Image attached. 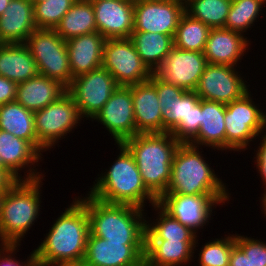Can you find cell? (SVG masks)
Masks as SVG:
<instances>
[{"instance_id": "6da1fadb", "label": "cell", "mask_w": 266, "mask_h": 266, "mask_svg": "<svg viewBox=\"0 0 266 266\" xmlns=\"http://www.w3.org/2000/svg\"><path fill=\"white\" fill-rule=\"evenodd\" d=\"M51 226L43 242L34 249L36 262L49 266L81 265L90 233L85 205L75 197Z\"/></svg>"}, {"instance_id": "7a4b0ae2", "label": "cell", "mask_w": 266, "mask_h": 266, "mask_svg": "<svg viewBox=\"0 0 266 266\" xmlns=\"http://www.w3.org/2000/svg\"><path fill=\"white\" fill-rule=\"evenodd\" d=\"M78 199L85 205L90 222V233L107 242H124V245H145V209L107 203L87 194Z\"/></svg>"}, {"instance_id": "3957f363", "label": "cell", "mask_w": 266, "mask_h": 266, "mask_svg": "<svg viewBox=\"0 0 266 266\" xmlns=\"http://www.w3.org/2000/svg\"><path fill=\"white\" fill-rule=\"evenodd\" d=\"M133 155L146 188L159 199L171 180V165L180 142L170 133H140L122 143Z\"/></svg>"}, {"instance_id": "277c9868", "label": "cell", "mask_w": 266, "mask_h": 266, "mask_svg": "<svg viewBox=\"0 0 266 266\" xmlns=\"http://www.w3.org/2000/svg\"><path fill=\"white\" fill-rule=\"evenodd\" d=\"M119 155L108 170L94 181L88 194L107 203L128 204L145 208L146 201L153 206L158 199L144 185L133 155L122 144H117ZM96 182V183H95Z\"/></svg>"}, {"instance_id": "5b68a950", "label": "cell", "mask_w": 266, "mask_h": 266, "mask_svg": "<svg viewBox=\"0 0 266 266\" xmlns=\"http://www.w3.org/2000/svg\"><path fill=\"white\" fill-rule=\"evenodd\" d=\"M42 180H18L0 196V244H20L39 218Z\"/></svg>"}, {"instance_id": "8992f818", "label": "cell", "mask_w": 266, "mask_h": 266, "mask_svg": "<svg viewBox=\"0 0 266 266\" xmlns=\"http://www.w3.org/2000/svg\"><path fill=\"white\" fill-rule=\"evenodd\" d=\"M199 149L202 148L180 143L173 157L171 180L164 194H230L226 183L218 178Z\"/></svg>"}, {"instance_id": "52a82bcc", "label": "cell", "mask_w": 266, "mask_h": 266, "mask_svg": "<svg viewBox=\"0 0 266 266\" xmlns=\"http://www.w3.org/2000/svg\"><path fill=\"white\" fill-rule=\"evenodd\" d=\"M251 96L249 91L241 99L226 104L225 151L248 150L250 142L266 131V113Z\"/></svg>"}, {"instance_id": "ba28073f", "label": "cell", "mask_w": 266, "mask_h": 266, "mask_svg": "<svg viewBox=\"0 0 266 266\" xmlns=\"http://www.w3.org/2000/svg\"><path fill=\"white\" fill-rule=\"evenodd\" d=\"M37 63L39 75L55 79L66 88L73 77L66 41L54 29H36L25 42Z\"/></svg>"}, {"instance_id": "9c48e42d", "label": "cell", "mask_w": 266, "mask_h": 266, "mask_svg": "<svg viewBox=\"0 0 266 266\" xmlns=\"http://www.w3.org/2000/svg\"><path fill=\"white\" fill-rule=\"evenodd\" d=\"M84 120L71 95L66 91L45 108L34 112L35 134L38 144L51 150L67 133Z\"/></svg>"}, {"instance_id": "30bf717a", "label": "cell", "mask_w": 266, "mask_h": 266, "mask_svg": "<svg viewBox=\"0 0 266 266\" xmlns=\"http://www.w3.org/2000/svg\"><path fill=\"white\" fill-rule=\"evenodd\" d=\"M229 195L231 194H163L157 204L172 218L197 233L209 224L217 204L229 203Z\"/></svg>"}, {"instance_id": "8fae6325", "label": "cell", "mask_w": 266, "mask_h": 266, "mask_svg": "<svg viewBox=\"0 0 266 266\" xmlns=\"http://www.w3.org/2000/svg\"><path fill=\"white\" fill-rule=\"evenodd\" d=\"M102 66L119 86L148 81L153 74L143 63L130 38L106 39Z\"/></svg>"}, {"instance_id": "7c38bea8", "label": "cell", "mask_w": 266, "mask_h": 266, "mask_svg": "<svg viewBox=\"0 0 266 266\" xmlns=\"http://www.w3.org/2000/svg\"><path fill=\"white\" fill-rule=\"evenodd\" d=\"M118 86L114 77L101 66L74 77L66 91L73 98L82 117L90 121Z\"/></svg>"}, {"instance_id": "4fadbf2b", "label": "cell", "mask_w": 266, "mask_h": 266, "mask_svg": "<svg viewBox=\"0 0 266 266\" xmlns=\"http://www.w3.org/2000/svg\"><path fill=\"white\" fill-rule=\"evenodd\" d=\"M237 67L208 63L194 92L200 99L229 104L241 99L250 90V85L241 76Z\"/></svg>"}, {"instance_id": "5bb4252c", "label": "cell", "mask_w": 266, "mask_h": 266, "mask_svg": "<svg viewBox=\"0 0 266 266\" xmlns=\"http://www.w3.org/2000/svg\"><path fill=\"white\" fill-rule=\"evenodd\" d=\"M185 13L182 0H134V30L174 37Z\"/></svg>"}, {"instance_id": "9a60e30c", "label": "cell", "mask_w": 266, "mask_h": 266, "mask_svg": "<svg viewBox=\"0 0 266 266\" xmlns=\"http://www.w3.org/2000/svg\"><path fill=\"white\" fill-rule=\"evenodd\" d=\"M93 120L109 131L115 141L114 145L137 135L131 89L118 86Z\"/></svg>"}, {"instance_id": "2e32d148", "label": "cell", "mask_w": 266, "mask_h": 266, "mask_svg": "<svg viewBox=\"0 0 266 266\" xmlns=\"http://www.w3.org/2000/svg\"><path fill=\"white\" fill-rule=\"evenodd\" d=\"M208 62L203 52L176 48L170 50L155 75L185 91H194Z\"/></svg>"}, {"instance_id": "e0dca14e", "label": "cell", "mask_w": 266, "mask_h": 266, "mask_svg": "<svg viewBox=\"0 0 266 266\" xmlns=\"http://www.w3.org/2000/svg\"><path fill=\"white\" fill-rule=\"evenodd\" d=\"M145 256V245L107 242L89 233L82 266H137Z\"/></svg>"}, {"instance_id": "ac0fdd59", "label": "cell", "mask_w": 266, "mask_h": 266, "mask_svg": "<svg viewBox=\"0 0 266 266\" xmlns=\"http://www.w3.org/2000/svg\"><path fill=\"white\" fill-rule=\"evenodd\" d=\"M0 158L4 167L17 180H35L45 177L37 171L35 166L38 167V162L43 158L42 155L28 141L3 130H0ZM23 169L27 171L24 172L26 173L24 176H21L18 172H22Z\"/></svg>"}, {"instance_id": "d6986e66", "label": "cell", "mask_w": 266, "mask_h": 266, "mask_svg": "<svg viewBox=\"0 0 266 266\" xmlns=\"http://www.w3.org/2000/svg\"><path fill=\"white\" fill-rule=\"evenodd\" d=\"M97 31L105 38H130L134 30V0L92 3Z\"/></svg>"}, {"instance_id": "ffe728a7", "label": "cell", "mask_w": 266, "mask_h": 266, "mask_svg": "<svg viewBox=\"0 0 266 266\" xmlns=\"http://www.w3.org/2000/svg\"><path fill=\"white\" fill-rule=\"evenodd\" d=\"M128 87L132 94L137 133L164 132L165 115L161 110L154 84L148 80Z\"/></svg>"}, {"instance_id": "44dd1931", "label": "cell", "mask_w": 266, "mask_h": 266, "mask_svg": "<svg viewBox=\"0 0 266 266\" xmlns=\"http://www.w3.org/2000/svg\"><path fill=\"white\" fill-rule=\"evenodd\" d=\"M241 33L225 28H211L203 51L210 64L237 67L244 53L248 52L250 39ZM248 50V51H246Z\"/></svg>"}, {"instance_id": "7402d4cb", "label": "cell", "mask_w": 266, "mask_h": 266, "mask_svg": "<svg viewBox=\"0 0 266 266\" xmlns=\"http://www.w3.org/2000/svg\"><path fill=\"white\" fill-rule=\"evenodd\" d=\"M32 0H11L0 16V43H25L36 30Z\"/></svg>"}, {"instance_id": "603a6c76", "label": "cell", "mask_w": 266, "mask_h": 266, "mask_svg": "<svg viewBox=\"0 0 266 266\" xmlns=\"http://www.w3.org/2000/svg\"><path fill=\"white\" fill-rule=\"evenodd\" d=\"M105 41L98 31L66 41L73 78L102 66Z\"/></svg>"}, {"instance_id": "cb8c5ba5", "label": "cell", "mask_w": 266, "mask_h": 266, "mask_svg": "<svg viewBox=\"0 0 266 266\" xmlns=\"http://www.w3.org/2000/svg\"><path fill=\"white\" fill-rule=\"evenodd\" d=\"M225 111V104L201 99L200 129L189 144L224 151Z\"/></svg>"}, {"instance_id": "d4e9b609", "label": "cell", "mask_w": 266, "mask_h": 266, "mask_svg": "<svg viewBox=\"0 0 266 266\" xmlns=\"http://www.w3.org/2000/svg\"><path fill=\"white\" fill-rule=\"evenodd\" d=\"M66 90L59 81L38 75L18 84L15 101L35 112L53 103Z\"/></svg>"}, {"instance_id": "484cf974", "label": "cell", "mask_w": 266, "mask_h": 266, "mask_svg": "<svg viewBox=\"0 0 266 266\" xmlns=\"http://www.w3.org/2000/svg\"><path fill=\"white\" fill-rule=\"evenodd\" d=\"M0 75L17 84L39 75L25 43H0Z\"/></svg>"}, {"instance_id": "4316f807", "label": "cell", "mask_w": 266, "mask_h": 266, "mask_svg": "<svg viewBox=\"0 0 266 266\" xmlns=\"http://www.w3.org/2000/svg\"><path fill=\"white\" fill-rule=\"evenodd\" d=\"M198 244V240L196 242L145 240L144 258L156 266H183L187 263L190 264L193 260Z\"/></svg>"}, {"instance_id": "83f0119b", "label": "cell", "mask_w": 266, "mask_h": 266, "mask_svg": "<svg viewBox=\"0 0 266 266\" xmlns=\"http://www.w3.org/2000/svg\"><path fill=\"white\" fill-rule=\"evenodd\" d=\"M0 130L28 141L42 156L46 152L37 142L34 112L16 101L0 105Z\"/></svg>"}, {"instance_id": "f1b7e54d", "label": "cell", "mask_w": 266, "mask_h": 266, "mask_svg": "<svg viewBox=\"0 0 266 266\" xmlns=\"http://www.w3.org/2000/svg\"><path fill=\"white\" fill-rule=\"evenodd\" d=\"M130 39L143 63L155 73L173 48V38L161 33L133 31Z\"/></svg>"}, {"instance_id": "f546056e", "label": "cell", "mask_w": 266, "mask_h": 266, "mask_svg": "<svg viewBox=\"0 0 266 266\" xmlns=\"http://www.w3.org/2000/svg\"><path fill=\"white\" fill-rule=\"evenodd\" d=\"M54 30L65 41L80 35L97 32L92 3L76 0Z\"/></svg>"}, {"instance_id": "4dcf8cb0", "label": "cell", "mask_w": 266, "mask_h": 266, "mask_svg": "<svg viewBox=\"0 0 266 266\" xmlns=\"http://www.w3.org/2000/svg\"><path fill=\"white\" fill-rule=\"evenodd\" d=\"M157 211V219L146 220L145 240H179L196 242L197 234L167 214L158 204L152 206ZM159 211V212H158Z\"/></svg>"}, {"instance_id": "1f68e13d", "label": "cell", "mask_w": 266, "mask_h": 266, "mask_svg": "<svg viewBox=\"0 0 266 266\" xmlns=\"http://www.w3.org/2000/svg\"><path fill=\"white\" fill-rule=\"evenodd\" d=\"M210 29L209 26L185 12L177 25L173 45L182 50L203 52Z\"/></svg>"}, {"instance_id": "d6a6232c", "label": "cell", "mask_w": 266, "mask_h": 266, "mask_svg": "<svg viewBox=\"0 0 266 266\" xmlns=\"http://www.w3.org/2000/svg\"><path fill=\"white\" fill-rule=\"evenodd\" d=\"M232 0H188L185 12L210 28H224Z\"/></svg>"}, {"instance_id": "836d02e7", "label": "cell", "mask_w": 266, "mask_h": 266, "mask_svg": "<svg viewBox=\"0 0 266 266\" xmlns=\"http://www.w3.org/2000/svg\"><path fill=\"white\" fill-rule=\"evenodd\" d=\"M265 4V0H232L224 28L246 35Z\"/></svg>"}, {"instance_id": "e575fe53", "label": "cell", "mask_w": 266, "mask_h": 266, "mask_svg": "<svg viewBox=\"0 0 266 266\" xmlns=\"http://www.w3.org/2000/svg\"><path fill=\"white\" fill-rule=\"evenodd\" d=\"M76 0H47L33 2L37 29H55Z\"/></svg>"}, {"instance_id": "d590c367", "label": "cell", "mask_w": 266, "mask_h": 266, "mask_svg": "<svg viewBox=\"0 0 266 266\" xmlns=\"http://www.w3.org/2000/svg\"><path fill=\"white\" fill-rule=\"evenodd\" d=\"M235 245V234L225 235V237L215 238L202 245L198 253L199 266H228L230 252Z\"/></svg>"}, {"instance_id": "8d00e7d4", "label": "cell", "mask_w": 266, "mask_h": 266, "mask_svg": "<svg viewBox=\"0 0 266 266\" xmlns=\"http://www.w3.org/2000/svg\"><path fill=\"white\" fill-rule=\"evenodd\" d=\"M200 98L194 91H186L175 99L165 114L164 132H172L180 123H188V115Z\"/></svg>"}, {"instance_id": "74e56055", "label": "cell", "mask_w": 266, "mask_h": 266, "mask_svg": "<svg viewBox=\"0 0 266 266\" xmlns=\"http://www.w3.org/2000/svg\"><path fill=\"white\" fill-rule=\"evenodd\" d=\"M235 244L249 257L252 266H266V243L260 239L235 234Z\"/></svg>"}, {"instance_id": "f35d334b", "label": "cell", "mask_w": 266, "mask_h": 266, "mask_svg": "<svg viewBox=\"0 0 266 266\" xmlns=\"http://www.w3.org/2000/svg\"><path fill=\"white\" fill-rule=\"evenodd\" d=\"M200 117H201V99L190 110L188 115V123H180L171 134L180 143H189L198 133L200 129Z\"/></svg>"}, {"instance_id": "ab89813d", "label": "cell", "mask_w": 266, "mask_h": 266, "mask_svg": "<svg viewBox=\"0 0 266 266\" xmlns=\"http://www.w3.org/2000/svg\"><path fill=\"white\" fill-rule=\"evenodd\" d=\"M149 80L154 84L156 88L159 104L164 115L170 109V106L175 101V99L181 97L186 92L180 87L166 83L165 81L157 77L154 73L151 75Z\"/></svg>"}, {"instance_id": "60d3db41", "label": "cell", "mask_w": 266, "mask_h": 266, "mask_svg": "<svg viewBox=\"0 0 266 266\" xmlns=\"http://www.w3.org/2000/svg\"><path fill=\"white\" fill-rule=\"evenodd\" d=\"M21 244H0V266H34L36 263L35 250L24 262L17 260L15 254ZM22 262V263H21Z\"/></svg>"}, {"instance_id": "b9f144b4", "label": "cell", "mask_w": 266, "mask_h": 266, "mask_svg": "<svg viewBox=\"0 0 266 266\" xmlns=\"http://www.w3.org/2000/svg\"><path fill=\"white\" fill-rule=\"evenodd\" d=\"M262 135V136H261ZM259 137L262 139L260 140L259 146L256 150V157H254L256 160L254 161L256 165V169H258V173L260 174L262 178V182L264 183V193H266V132L263 134H260Z\"/></svg>"}, {"instance_id": "7bdbcfd3", "label": "cell", "mask_w": 266, "mask_h": 266, "mask_svg": "<svg viewBox=\"0 0 266 266\" xmlns=\"http://www.w3.org/2000/svg\"><path fill=\"white\" fill-rule=\"evenodd\" d=\"M17 86V83L0 75V105L15 101Z\"/></svg>"}, {"instance_id": "ee69618b", "label": "cell", "mask_w": 266, "mask_h": 266, "mask_svg": "<svg viewBox=\"0 0 266 266\" xmlns=\"http://www.w3.org/2000/svg\"><path fill=\"white\" fill-rule=\"evenodd\" d=\"M229 266H252L249 257L235 244L230 252Z\"/></svg>"}, {"instance_id": "f6af8a7d", "label": "cell", "mask_w": 266, "mask_h": 266, "mask_svg": "<svg viewBox=\"0 0 266 266\" xmlns=\"http://www.w3.org/2000/svg\"><path fill=\"white\" fill-rule=\"evenodd\" d=\"M18 181L8 170H0V196Z\"/></svg>"}, {"instance_id": "bcb514c9", "label": "cell", "mask_w": 266, "mask_h": 266, "mask_svg": "<svg viewBox=\"0 0 266 266\" xmlns=\"http://www.w3.org/2000/svg\"><path fill=\"white\" fill-rule=\"evenodd\" d=\"M11 0H0V16L4 13Z\"/></svg>"}, {"instance_id": "7dc6e473", "label": "cell", "mask_w": 266, "mask_h": 266, "mask_svg": "<svg viewBox=\"0 0 266 266\" xmlns=\"http://www.w3.org/2000/svg\"><path fill=\"white\" fill-rule=\"evenodd\" d=\"M263 195V197L261 198V201H262V205H261V207H262V210L261 211H263V213H264V217L266 216V193H263L262 194Z\"/></svg>"}, {"instance_id": "c3c4849f", "label": "cell", "mask_w": 266, "mask_h": 266, "mask_svg": "<svg viewBox=\"0 0 266 266\" xmlns=\"http://www.w3.org/2000/svg\"><path fill=\"white\" fill-rule=\"evenodd\" d=\"M137 266H156L151 264L146 258H144Z\"/></svg>"}, {"instance_id": "681fc988", "label": "cell", "mask_w": 266, "mask_h": 266, "mask_svg": "<svg viewBox=\"0 0 266 266\" xmlns=\"http://www.w3.org/2000/svg\"><path fill=\"white\" fill-rule=\"evenodd\" d=\"M0 170H7V169L4 167V165H3L2 161H1V158H0Z\"/></svg>"}, {"instance_id": "f907efd6", "label": "cell", "mask_w": 266, "mask_h": 266, "mask_svg": "<svg viewBox=\"0 0 266 266\" xmlns=\"http://www.w3.org/2000/svg\"><path fill=\"white\" fill-rule=\"evenodd\" d=\"M84 1H88V2L93 3V2H98V1H101V0H84Z\"/></svg>"}, {"instance_id": "816d5d0a", "label": "cell", "mask_w": 266, "mask_h": 266, "mask_svg": "<svg viewBox=\"0 0 266 266\" xmlns=\"http://www.w3.org/2000/svg\"><path fill=\"white\" fill-rule=\"evenodd\" d=\"M34 266H49V265H43V264H40V263L36 262Z\"/></svg>"}, {"instance_id": "f5cc1de1", "label": "cell", "mask_w": 266, "mask_h": 266, "mask_svg": "<svg viewBox=\"0 0 266 266\" xmlns=\"http://www.w3.org/2000/svg\"><path fill=\"white\" fill-rule=\"evenodd\" d=\"M33 2H44V1H47V0H32Z\"/></svg>"}]
</instances>
